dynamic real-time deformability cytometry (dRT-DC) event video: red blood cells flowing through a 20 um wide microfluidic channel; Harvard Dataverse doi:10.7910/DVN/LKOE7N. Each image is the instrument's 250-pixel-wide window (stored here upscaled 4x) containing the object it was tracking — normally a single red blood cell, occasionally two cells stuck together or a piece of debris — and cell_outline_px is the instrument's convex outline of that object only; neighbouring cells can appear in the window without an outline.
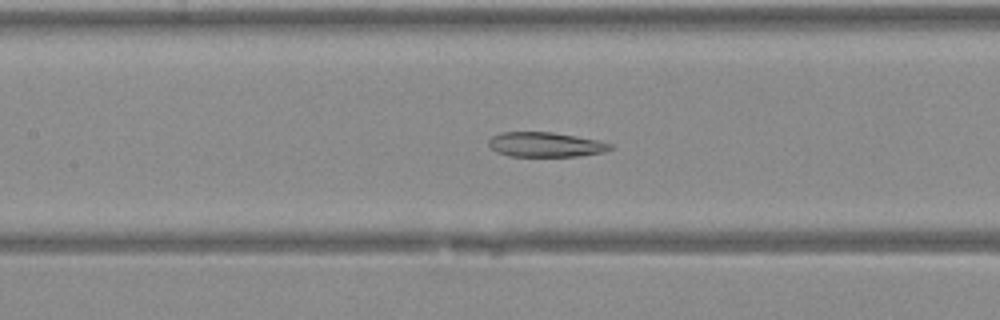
{"species": "Egyptian fruit bat (a non-hibernating species)", "species_latin": "Rousettus aegyptiacus", "temperature_condition": "warm", "stored_images_in_passage": 40, "camera_frame_rate_fps": 3000, "um_per_image_px": 0.085, "animal": {"sex": "female"}, "frame": {"image": 1, "passage_image": 21, "time_ms": 6.667, "image_size_px": [1000, 320], "cell_outline_px": [[612, 148], [604, 152], [580, 156], [508, 156], [496, 152], [488, 144], [488, 140], [492, 136], [500, 132], [552, 132], [576, 136], [596, 140], [612, 144]], "centroid_in_image_um": [46.34, 12.29], "position_along_channel_um": 161.1, "area_um2": 17.51}}
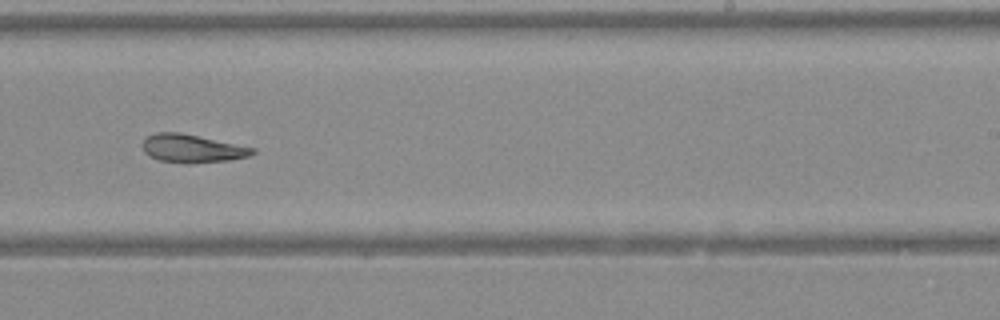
{"frame": {"image": 2, "passage_image": 28, "time_ms": 9.0, "image_size_px": [1000, 320], "cell_outline_px": [[256, 152], [248, 156], [228, 160], [160, 160], [148, 156], [144, 152], [144, 140], [148, 136], [156, 132], [180, 132], [256, 148]], "centroid_in_image_um": [16.34, 12.56], "position_along_channel_um": 272.7, "area_um2": 16.99}}
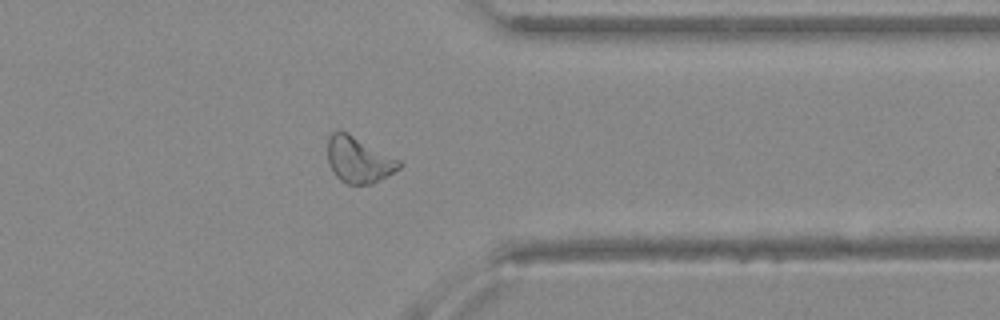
{"frame": {"image": 3, "passage_image": 35, "time_ms": 11.333, "image_size_px": [1000, 320], "cell_outline_px": [[404, 164], [400, 168], [372, 184], [348, 184], [340, 180], [336, 176], [328, 164], [328, 136], [332, 132], [348, 132], [400, 160]], "centroid_in_image_um": [30.49, 13.58], "position_along_channel_um": 380.9, "area_um2": 19.13}}